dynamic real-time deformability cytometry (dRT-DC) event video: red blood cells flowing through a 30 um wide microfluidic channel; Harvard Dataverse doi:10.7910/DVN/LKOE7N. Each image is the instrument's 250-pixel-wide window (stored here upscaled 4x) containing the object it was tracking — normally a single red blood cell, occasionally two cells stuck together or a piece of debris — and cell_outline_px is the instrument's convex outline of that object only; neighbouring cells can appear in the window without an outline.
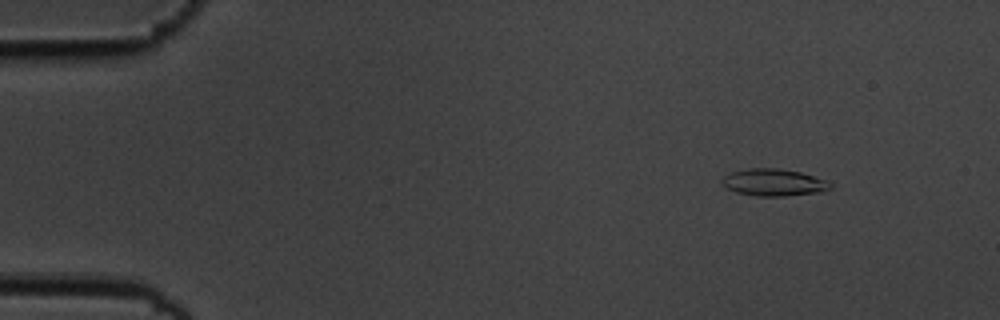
{"species": "common noctule bat (a hibernating species)", "species_latin": "Nyctalus noctula", "temperature_condition": "cold", "stored_images_in_passage": 6, "camera_frame_rate_fps": 3000, "um_per_image_px": 0.085, "animal": {"sex": "male", "body_mass_g": 19.5, "forearm_length_mm": 54.6}, "frame": {"image": 1, "passage_image": 2, "time_ms": 0.333, "image_size_px": [1000, 320], "cell_outline_px": [[832, 188], [824, 192], [784, 196], [756, 196], [736, 192], [728, 188], [720, 180], [724, 176], [732, 172], [748, 168], [776, 168], [800, 172], [824, 180], [832, 184]], "centroid_in_image_um": [65.78, 15.51], "position_along_channel_um": 19.2, "area_um2": 16.99}}
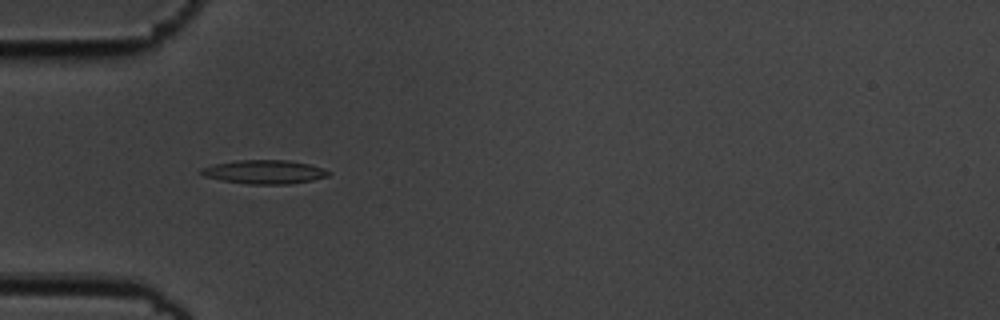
{"frame": {"image": 2, "passage_image": 5, "time_ms": 1.333, "image_size_px": [1000, 320], "cell_outline_px": [[332, 172], [328, 176], [312, 180], [292, 184], [248, 184], [220, 180], [204, 176], [200, 172], [200, 168], [212, 164], [236, 160], [288, 160], [308, 164]], "centroid_in_image_um": [22.43, 14.61], "position_along_channel_um": 62.6, "area_um2": 17.69}}
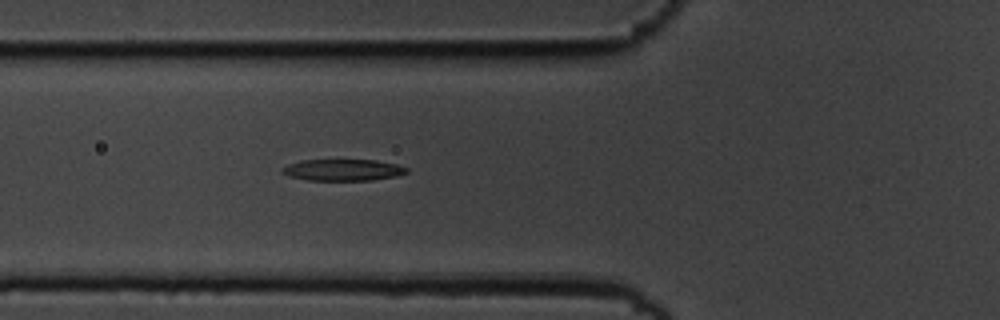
{"frame": {"image": 3, "passage_image": 6, "time_ms": 1.667, "image_size_px": [1000, 320], "cell_outline_px": [[408, 172], [396, 176], [372, 180], [308, 180], [288, 176], [280, 172], [288, 164], [300, 160], [376, 160], [396, 164], [408, 168]], "centroid_in_image_um": [29.15, 14.44], "position_along_channel_um": 96.7, "area_um2": 15.55}}